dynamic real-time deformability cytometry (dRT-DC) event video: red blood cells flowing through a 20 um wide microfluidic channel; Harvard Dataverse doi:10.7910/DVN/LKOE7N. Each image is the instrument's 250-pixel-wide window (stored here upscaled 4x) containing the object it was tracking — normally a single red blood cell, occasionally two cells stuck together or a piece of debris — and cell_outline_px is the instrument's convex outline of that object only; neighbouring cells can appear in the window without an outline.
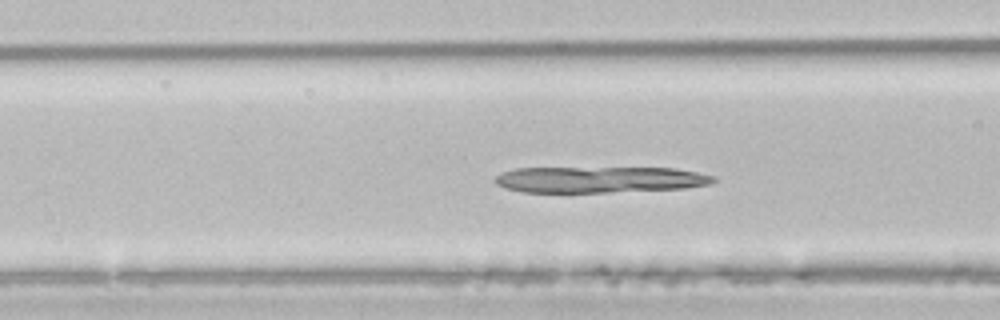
{"species": "common noctule bat (a hibernating species)", "species_latin": "Nyctalus noctula", "temperature_condition": "room temperature", "stored_images_in_passage": 52, "camera_frame_rate_fps": 3000, "um_per_image_px": 0.085, "animal": {"sex": "male", "body_mass_g": 21.5, "forearm_length_mm": 52.0}, "frame": {"image": 1, "passage_image": 19, "time_ms": 6.0, "image_size_px": [1000, 320], "cell_outline_px": [[716, 180], [712, 184], [684, 188], [608, 192], [520, 192], [504, 188], [496, 184], [492, 180], [500, 172], [516, 168], [672, 168], [696, 172], [716, 176]], "centroid_in_image_um": [50.93, 15.26], "position_along_channel_um": 115.7, "area_um2": 33.47}}
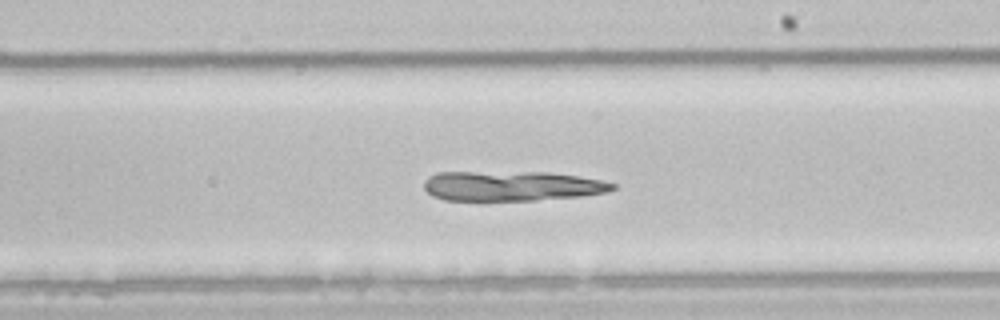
{"frame": {"image": 2, "passage_image": 29, "time_ms": 9.333, "image_size_px": [1000, 320], "cell_outline_px": [[616, 188], [608, 192], [584, 196], [536, 200], [444, 200], [432, 196], [424, 188], [424, 180], [428, 176], [440, 172], [548, 172], [604, 180], [616, 184]], "centroid_in_image_um": [43.53, 15.81], "position_along_channel_um": 245.5, "area_um2": 33.06}}
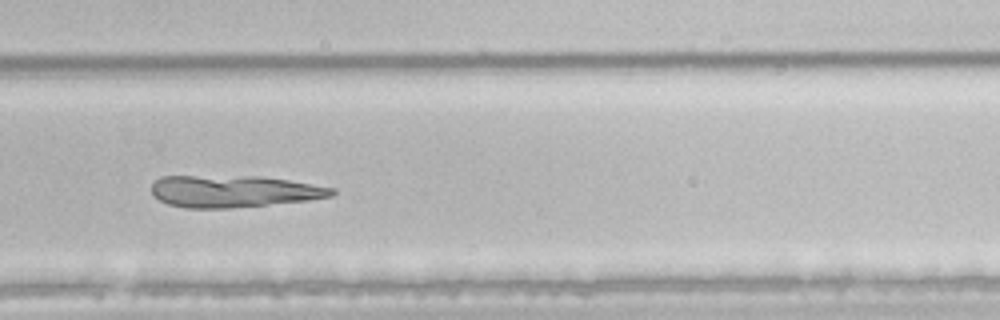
{"frame": {"image": 3, "passage_image": 34, "time_ms": 11.0, "image_size_px": [1000, 320], "cell_outline_px": [[336, 192], [332, 196], [308, 200], [228, 208], [184, 208], [168, 204], [160, 200], [152, 192], [152, 184], [160, 176], [260, 176], [288, 180], [336, 188]], "centroid_in_image_um": [19.87, 16.25], "position_along_channel_um": 309.9, "area_um2": 33.41}}